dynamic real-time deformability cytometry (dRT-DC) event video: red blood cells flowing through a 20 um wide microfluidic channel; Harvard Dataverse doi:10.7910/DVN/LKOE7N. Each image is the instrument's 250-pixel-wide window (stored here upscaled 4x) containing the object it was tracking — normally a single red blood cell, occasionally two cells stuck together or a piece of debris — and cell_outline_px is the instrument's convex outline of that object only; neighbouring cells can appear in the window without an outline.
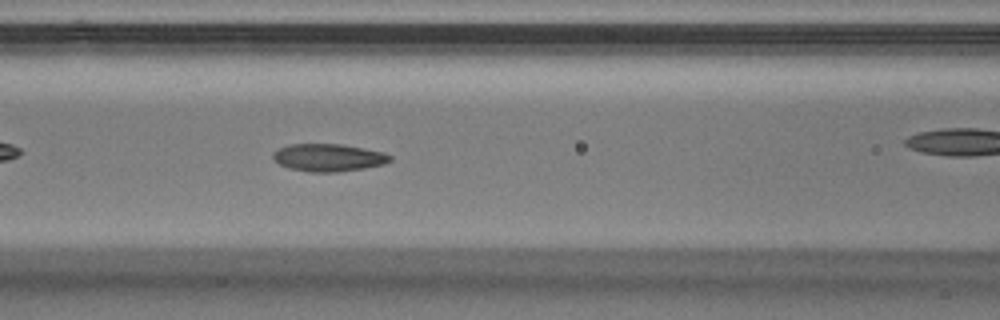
{"species": "Egyptian fruit bat (a non-hibernating species)", "species_latin": "Rousettus aegyptiacus", "temperature_condition": "warm", "stored_images_in_passage": 23, "camera_frame_rate_fps": 3000, "um_per_image_px": 0.085, "animal": {"sex": "male"}, "frame": {"image": 1, "passage_image": 10, "time_ms": 3.0, "image_size_px": [1000, 320], "cell_outline_px": [[392, 160], [384, 164], [364, 168], [336, 172], [308, 172], [288, 168], [272, 160], [272, 152], [288, 144], [340, 144], [364, 148], [384, 152], [392, 156]], "centroid_in_image_um": [27.9, 13.39], "position_along_channel_um": 138.7, "area_um2": 18.96}}